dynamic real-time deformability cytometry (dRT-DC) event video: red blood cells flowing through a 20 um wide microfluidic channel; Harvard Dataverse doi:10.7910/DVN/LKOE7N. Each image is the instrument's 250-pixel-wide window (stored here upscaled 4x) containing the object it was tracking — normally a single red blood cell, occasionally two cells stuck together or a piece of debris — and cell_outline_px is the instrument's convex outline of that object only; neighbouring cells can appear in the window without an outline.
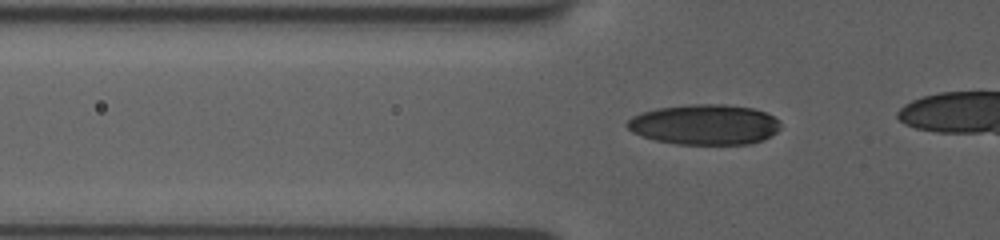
{"species": "human", "species_latin": "Homo sapiens", "temperature_condition": "room temperature", "stored_images_in_passage": 27, "camera_frame_rate_fps": 3000, "um_per_image_px": 0.085, "donor": {"sex": "female"}, "frame": {"image": 1, "passage_image": 7, "time_ms": 2.0, "image_size_px": [1000, 240], "cell_outline_px": [[780, 128], [776, 132], [764, 140], [752, 144], [676, 144], [656, 140], [632, 132], [624, 124], [632, 116], [640, 112], [656, 108], [692, 104], [724, 104], [752, 108], [764, 112], [780, 120]], "centroid_in_image_um": [59.89, 10.58], "position_along_channel_um": 65.9, "area_um2": 36.18}}
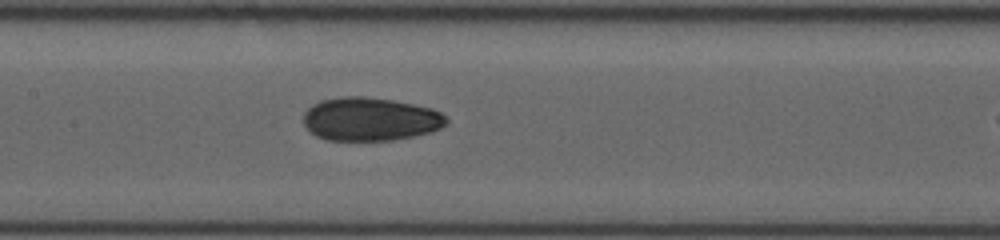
{"frame": {"image": 2, "passage_image": 16, "time_ms": 5.0, "image_size_px": [1000, 240], "cell_outline_px": [[448, 124], [432, 132], [392, 140], [324, 140], [316, 136], [304, 124], [304, 112], [312, 104], [320, 100], [344, 96], [364, 96], [392, 100], [432, 108], [440, 112], [448, 120]], "centroid_in_image_um": [31.47, 10.12], "position_along_channel_um": 175.9, "area_um2": 36.18}}
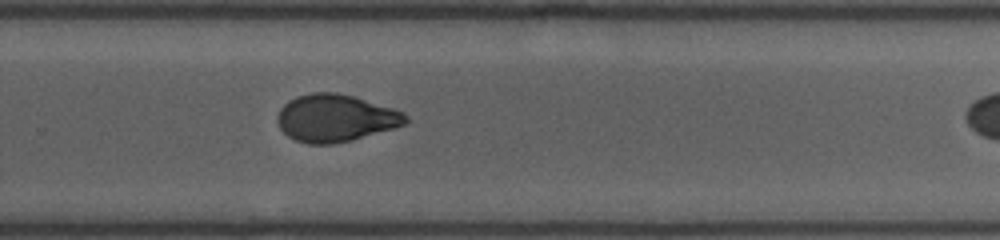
{"frame": {"image": 3, "passage_image": 26, "time_ms": 8.333, "image_size_px": [1000, 240], "cell_outline_px": [[408, 120], [404, 124], [396, 128], [352, 140], [332, 144], [308, 144], [296, 140], [288, 136], [280, 128], [276, 120], [280, 108], [288, 100], [296, 96], [312, 92], [336, 92], [352, 96], [392, 108], [404, 112], [408, 116]], "centroid_in_image_um": [28.51, 10.04], "position_along_channel_um": 301.3, "area_um2": 35.43}}